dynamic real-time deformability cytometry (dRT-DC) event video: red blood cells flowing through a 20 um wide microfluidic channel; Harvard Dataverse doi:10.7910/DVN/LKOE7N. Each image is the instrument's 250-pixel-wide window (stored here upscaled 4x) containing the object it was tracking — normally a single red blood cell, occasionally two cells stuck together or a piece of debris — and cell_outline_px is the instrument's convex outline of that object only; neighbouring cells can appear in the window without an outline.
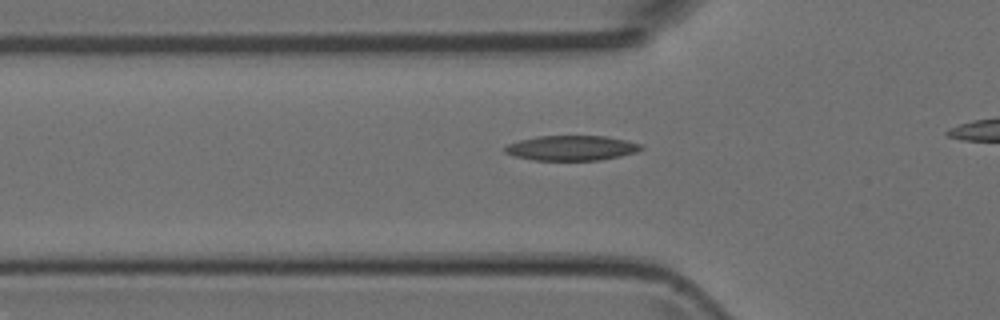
{"species": "Egyptian fruit bat (a non-hibernating species)", "species_latin": "Rousettus aegyptiacus", "temperature_condition": "room temperature", "stored_images_in_passage": 28, "camera_frame_rate_fps": 3000, "um_per_image_px": 0.085, "animal": {"sex": "female"}, "frame": {"image": 1, "passage_image": 4, "time_ms": 1.0, "image_size_px": [1000, 320], "cell_outline_px": [[644, 148], [636, 152], [620, 156], [600, 160], [532, 160], [516, 156], [504, 152], [504, 148], [508, 144], [520, 140], [536, 136], [604, 136], [628, 140], [644, 144]], "centroid_in_image_um": [48.62, 12.57], "position_along_channel_um": 77.2, "area_um2": 19.88}}
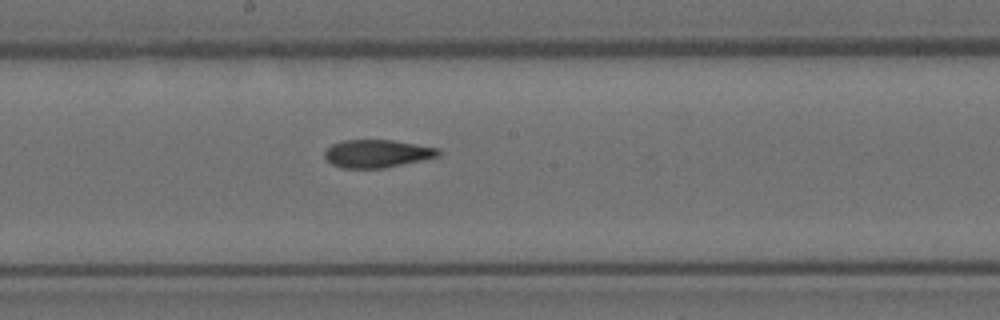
{"frame": {"image": 2, "passage_image": 14, "time_ms": 4.333, "image_size_px": [1000, 320], "cell_outline_px": [[440, 156], [424, 160], [384, 168], [340, 168], [332, 164], [324, 156], [324, 152], [332, 144], [344, 140], [392, 140], [440, 148]], "centroid_in_image_um": [32.08, 13.06], "position_along_channel_um": 216.1, "area_um2": 18.55}}
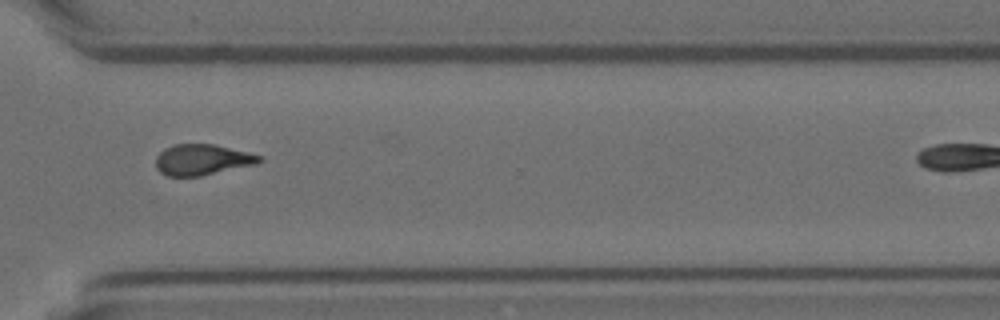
{"frame": {"image": 3, "passage_image": 24, "time_ms": 7.667, "image_size_px": [1000, 320], "cell_outline_px": [[264, 160], [256, 164], [200, 176], [168, 176], [160, 172], [156, 168], [156, 156], [164, 148], [172, 144], [216, 144], [248, 152], [260, 156]], "centroid_in_image_um": [17.17, 13.56], "position_along_channel_um": 353.4, "area_um2": 18.67}}